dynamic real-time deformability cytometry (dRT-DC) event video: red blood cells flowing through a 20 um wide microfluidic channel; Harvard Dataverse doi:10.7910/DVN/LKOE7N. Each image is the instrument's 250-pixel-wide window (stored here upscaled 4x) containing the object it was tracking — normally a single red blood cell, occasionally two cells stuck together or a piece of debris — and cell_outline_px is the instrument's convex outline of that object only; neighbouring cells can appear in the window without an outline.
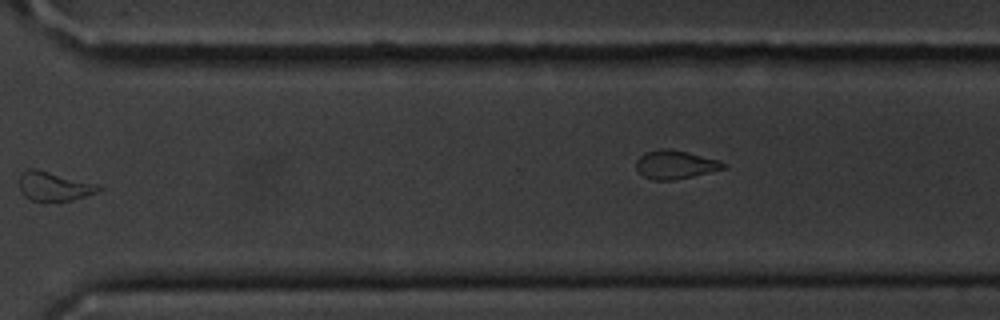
{"species": "common noctule bat (a hibernating species)", "species_latin": "Nyctalus noctula", "temperature_condition": "cold", "stored_images_in_passage": 16, "camera_frame_rate_fps": 3000, "um_per_image_px": 0.085, "animal": {"sex": "male", "body_mass_g": 20.1, "forearm_length_mm": 53.5}, "frame": {"image": 1, "passage_image": 12, "time_ms": 13.667, "image_size_px": [1000, 320], "cell_outline_px": [[104, 188], [96, 192], [72, 200], [32, 200], [24, 196], [20, 192], [20, 176], [28, 168], [36, 168], [100, 184]], "centroid_in_image_um": [4.62, 15.81], "position_along_channel_um": 366.0, "area_um2": 13.41}, "authors_computed_cell_mechanics": {"area_um2": 14.0743, "velocity_mm_per_s": 3.6012, "shape_relaxation_time_tau1_ms": 3.7093, "shape_relaxation_time_tau2_ms": null, "deformation_change_tau1": 0.0994, "deformation_change_tau2": null}}